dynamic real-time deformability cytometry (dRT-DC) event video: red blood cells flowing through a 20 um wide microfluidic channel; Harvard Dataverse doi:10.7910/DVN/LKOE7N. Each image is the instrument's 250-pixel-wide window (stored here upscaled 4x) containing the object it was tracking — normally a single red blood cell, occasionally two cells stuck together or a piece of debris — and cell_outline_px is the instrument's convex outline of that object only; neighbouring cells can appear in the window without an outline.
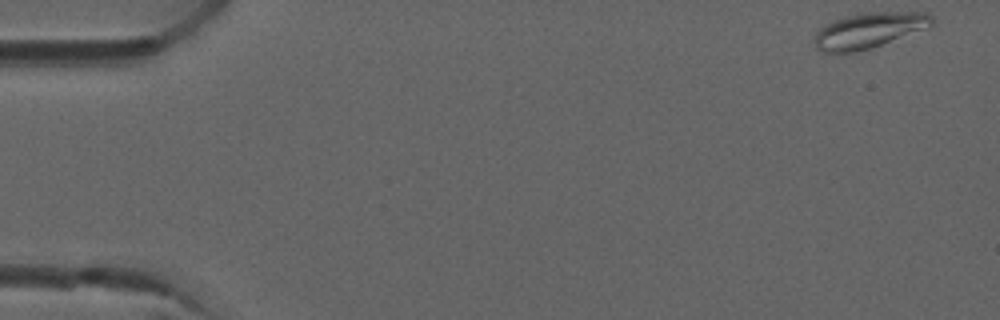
{"species": "common noctule bat (a hibernating species)", "species_latin": "Nyctalus noctula", "temperature_condition": "room temperature", "stored_images_in_passage": 6, "camera_frame_rate_fps": 3000, "um_per_image_px": 0.085, "animal": {"sex": "male", "forearm_length_mm": 52.5}, "frame": {"image": 1, "passage_image": 1, "time_ms": 0.0, "image_size_px": [1000, 320], "cell_outline_px": [[932, 24], [924, 28], [880, 44], [868, 48], [852, 52], [820, 52], [816, 48], [812, 40], [816, 32], [824, 24], [848, 16], [864, 12], [928, 12], [932, 16]], "centroid_in_image_um": [73.78, 2.57], "position_along_channel_um": 11.2, "area_um2": 23.76}}